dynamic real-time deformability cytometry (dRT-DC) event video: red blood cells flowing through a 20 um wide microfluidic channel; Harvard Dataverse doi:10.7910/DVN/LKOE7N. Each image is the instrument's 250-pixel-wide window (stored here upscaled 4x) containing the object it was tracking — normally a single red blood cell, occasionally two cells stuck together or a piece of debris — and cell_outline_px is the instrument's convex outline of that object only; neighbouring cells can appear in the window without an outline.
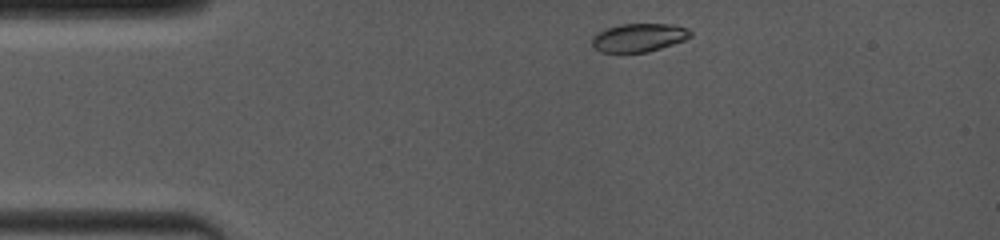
{"species": "common noctule bat (a hibernating species)", "species_latin": "Nyctalus noctula", "temperature_condition": "room temperature", "stored_images_in_passage": 45, "camera_frame_rate_fps": 4000, "um_per_image_px": 0.085, "animal": {"sex": "female", "body_mass_g": 19.0, "forearm_length_mm": 53.3}, "frame": {"image": 1, "passage_image": 1, "time_ms": 0.0, "image_size_px": [1000, 240], "cell_outline_px": [[692, 36], [684, 40], [648, 52], [600, 52], [592, 44], [592, 36], [596, 32], [620, 24], [668, 24], [688, 28], [692, 32]], "centroid_in_image_um": [54.29, 3.19], "position_along_channel_um": 30.7, "area_um2": 16.18}}
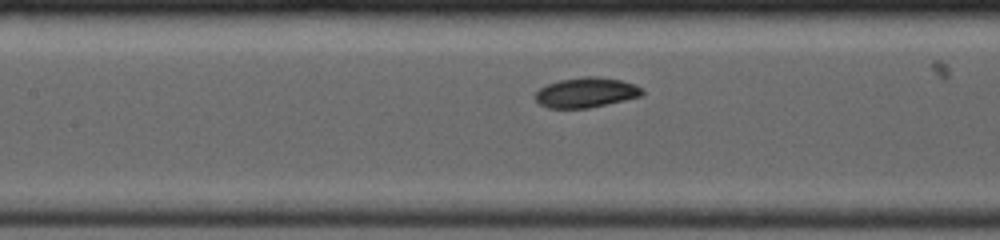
{"frame": {"image": 2, "passage_image": 19, "time_ms": 4.5, "image_size_px": [1000, 240], "cell_outline_px": [[644, 92], [640, 96], [624, 100], [588, 108], [548, 108], [540, 104], [536, 100], [536, 92], [540, 88], [548, 84], [560, 80], [584, 76], [596, 76], [620, 80], [632, 84], [640, 88]], "centroid_in_image_um": [49.79, 7.86], "position_along_channel_um": 157.6, "area_um2": 18.38}}
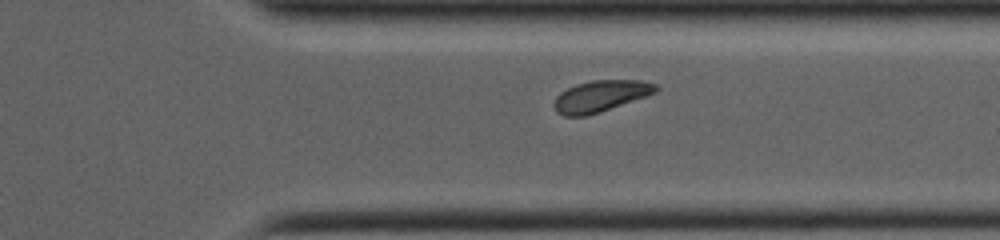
{"frame": {"image": 3, "passage_image": 40, "time_ms": 9.5, "image_size_px": [1000, 240], "cell_outline_px": [[660, 88], [656, 92], [600, 112], [584, 116], [564, 116], [556, 112], [552, 104], [556, 96], [560, 92], [576, 84], [592, 80], [640, 80], [656, 84]], "centroid_in_image_um": [51.01, 8.16], "position_along_channel_um": 360.4, "area_um2": 18.55}}